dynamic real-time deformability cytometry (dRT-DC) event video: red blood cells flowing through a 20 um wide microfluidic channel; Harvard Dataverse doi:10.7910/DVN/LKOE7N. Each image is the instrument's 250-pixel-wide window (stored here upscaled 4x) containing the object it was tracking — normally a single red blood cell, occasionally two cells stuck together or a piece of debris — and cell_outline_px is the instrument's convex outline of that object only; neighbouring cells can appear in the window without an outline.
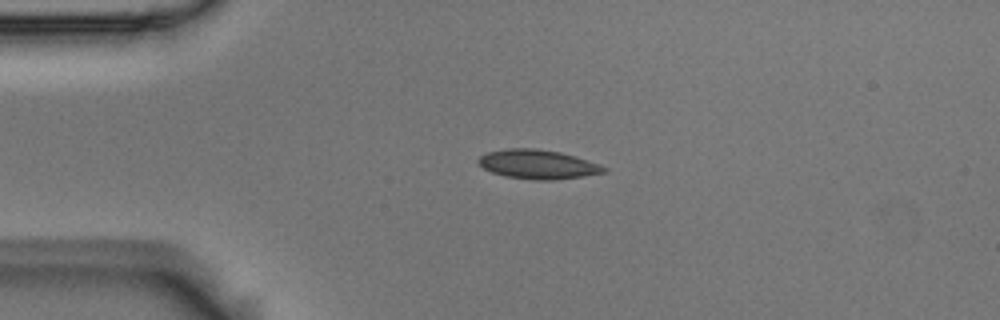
{"species": "Egyptian fruit bat (a non-hibernating species)", "species_latin": "Rousettus aegyptiacus", "temperature_condition": "room temperature", "stored_images_in_passage": 2, "camera_frame_rate_fps": 3000, "um_per_image_px": 0.085, "animal": {"sex": "male"}, "frame": {"image": 1, "passage_image": 1, "time_ms": 0.0, "image_size_px": [1000, 320], "cell_outline_px": [[608, 172], [584, 176], [552, 180], [536, 180], [504, 176], [492, 172], [484, 168], [476, 160], [480, 156], [488, 152], [508, 148], [536, 148], [560, 152], [576, 156], [600, 164], [608, 168]], "centroid_in_image_um": [45.75, 13.96], "position_along_channel_um": 39.2, "area_um2": 21.44}}